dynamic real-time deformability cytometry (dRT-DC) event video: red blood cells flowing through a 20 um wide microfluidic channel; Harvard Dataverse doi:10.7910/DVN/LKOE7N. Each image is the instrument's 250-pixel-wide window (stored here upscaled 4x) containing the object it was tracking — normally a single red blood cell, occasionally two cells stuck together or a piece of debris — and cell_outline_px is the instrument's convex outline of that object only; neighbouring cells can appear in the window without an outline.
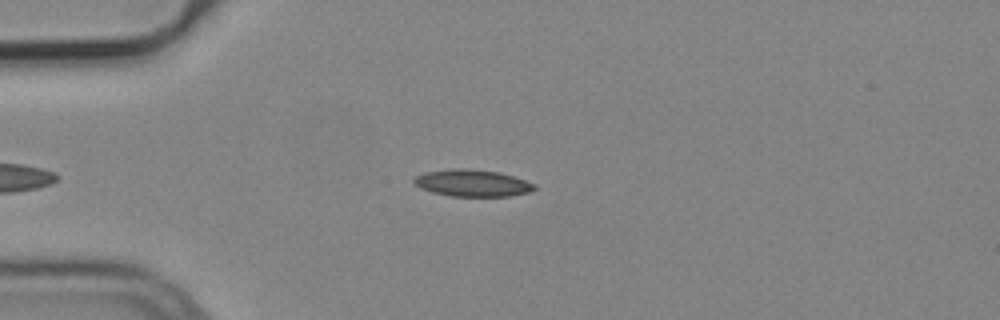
{"species": "common noctule bat (a hibernating species)", "species_latin": "Nyctalus noctula", "temperature_condition": "cold", "stored_images_in_passage": 38, "camera_frame_rate_fps": 3000, "um_per_image_px": 0.085, "animal": {"sex": "male", "body_mass_g": 19.2, "forearm_length_mm": 51.8}, "frame": {"image": 1, "passage_image": 2, "time_ms": 0.333, "image_size_px": [1000, 320], "cell_outline_px": [[536, 188], [528, 192], [508, 196], [452, 196], [432, 192], [420, 188], [412, 180], [416, 176], [428, 172], [452, 168], [468, 168], [500, 172], [536, 184]], "centroid_in_image_um": [40.15, 15.55], "position_along_channel_um": 44.8, "area_um2": 18.73}}
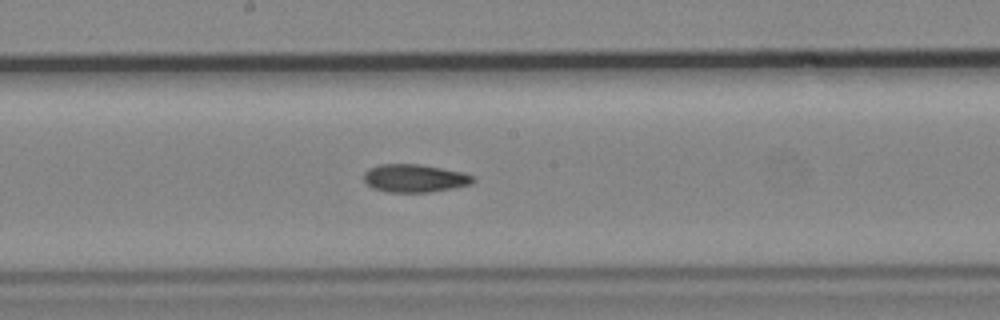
{"frame": {"image": 2, "passage_image": 17, "time_ms": 5.333, "image_size_px": [1000, 320], "cell_outline_px": [[476, 180], [472, 184], [452, 188], [428, 192], [384, 192], [372, 188], [364, 180], [364, 172], [368, 168], [380, 164], [416, 164], [464, 172], [472, 176]], "centroid_in_image_um": [35.22, 15.15], "position_along_channel_um": 213.0, "area_um2": 17.8}}
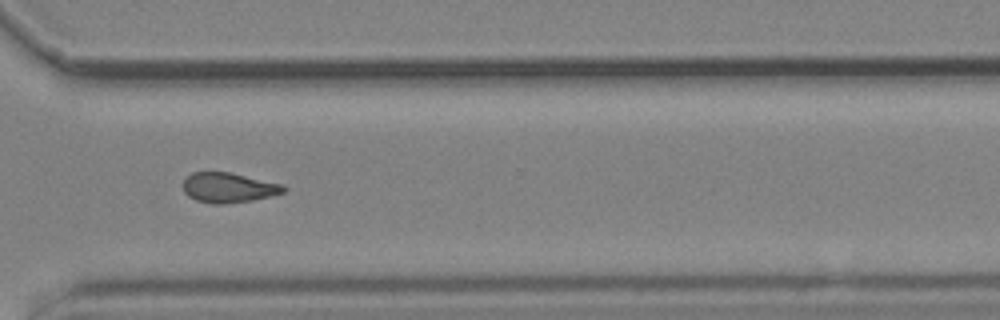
{"frame": {"image": 3, "passage_image": 28, "time_ms": 9.0, "image_size_px": [1000, 320], "cell_outline_px": [[288, 188], [284, 192], [272, 196], [252, 200], [224, 204], [212, 204], [196, 200], [188, 196], [184, 192], [180, 184], [184, 176], [192, 172], [228, 172], [284, 184]], "centroid_in_image_um": [19.38, 15.94], "position_along_channel_um": 351.2, "area_um2": 17.92}, "authors_computed_cell_mechanics": {"area_um2": 18.4093, "velocity_mm_per_s": 3.7848, "shape_relaxation_time_tau1_ms": null, "shape_relaxation_time_tau2_ms": 5.1912, "deformation_change_tau1": null, "deformation_change_tau2": 0.1287}}